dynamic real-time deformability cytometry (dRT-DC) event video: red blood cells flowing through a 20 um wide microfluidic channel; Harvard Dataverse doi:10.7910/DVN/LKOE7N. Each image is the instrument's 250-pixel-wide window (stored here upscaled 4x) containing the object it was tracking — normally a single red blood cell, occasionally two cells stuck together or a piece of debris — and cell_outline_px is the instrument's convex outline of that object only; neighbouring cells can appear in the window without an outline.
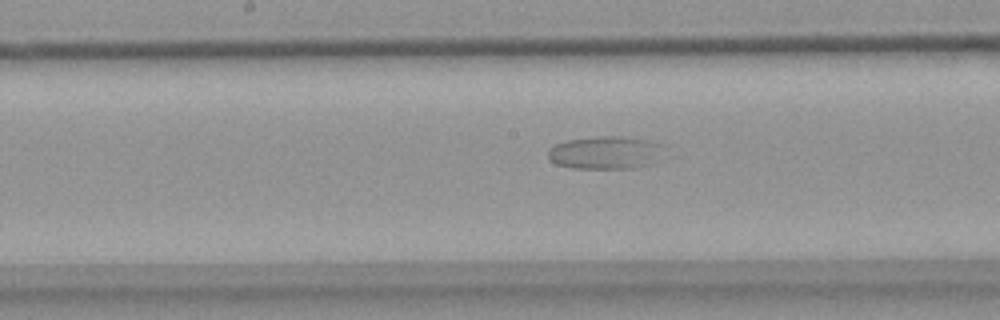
{"species": "common noctule bat (a hibernating species)", "species_latin": "Nyctalus noctula", "temperature_condition": "warm", "stored_images_in_passage": 32, "camera_frame_rate_fps": 3000, "um_per_image_px": 0.085, "animal": {"sex": "female", "body_mass_g": 18.4}, "frame": {"image": 1, "passage_image": 15, "time_ms": 4.667, "image_size_px": [1000, 320], "cell_outline_px": [[668, 144], [652, 164], [636, 168], [572, 168], [556, 164], [548, 160], [548, 148], [556, 144], [568, 140], [604, 136], [620, 136], [648, 140]], "centroid_in_image_um": [51.49, 12.97], "position_along_channel_um": 196.7, "area_um2": 22.43}}
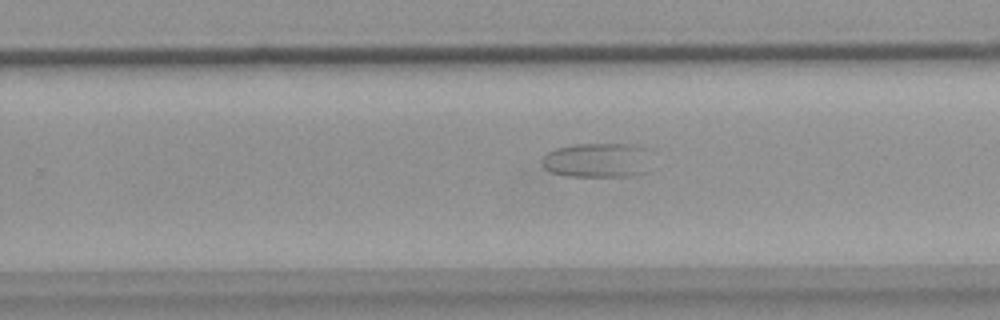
{"frame": {"image": 2, "passage_image": 22, "time_ms": 7.0, "image_size_px": [1000, 320], "cell_outline_px": [[648, 172], [632, 176], [568, 176], [552, 172], [544, 168], [540, 164], [540, 160], [548, 152], [556, 148], [572, 144], [636, 144], [648, 148]], "centroid_in_image_um": [50.78, 13.61], "position_along_channel_um": 279.0, "area_um2": 22.43}}
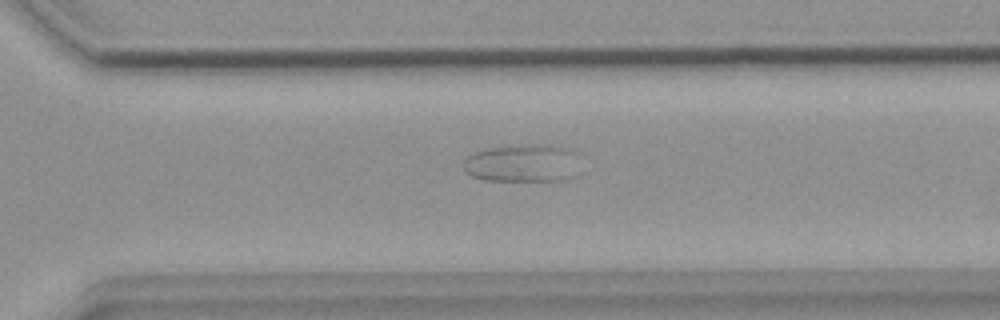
{"frame": {"image": 3, "passage_image": 26, "time_ms": 8.333, "image_size_px": [1000, 320], "cell_outline_px": [[576, 176], [564, 180], [484, 180], [472, 176], [464, 168], [464, 160], [468, 156], [476, 152], [488, 148], [532, 144], [548, 144], [572, 148], [576, 152]], "centroid_in_image_um": [44.46, 13.86], "position_along_channel_um": 326.1, "area_um2": 25.66}}